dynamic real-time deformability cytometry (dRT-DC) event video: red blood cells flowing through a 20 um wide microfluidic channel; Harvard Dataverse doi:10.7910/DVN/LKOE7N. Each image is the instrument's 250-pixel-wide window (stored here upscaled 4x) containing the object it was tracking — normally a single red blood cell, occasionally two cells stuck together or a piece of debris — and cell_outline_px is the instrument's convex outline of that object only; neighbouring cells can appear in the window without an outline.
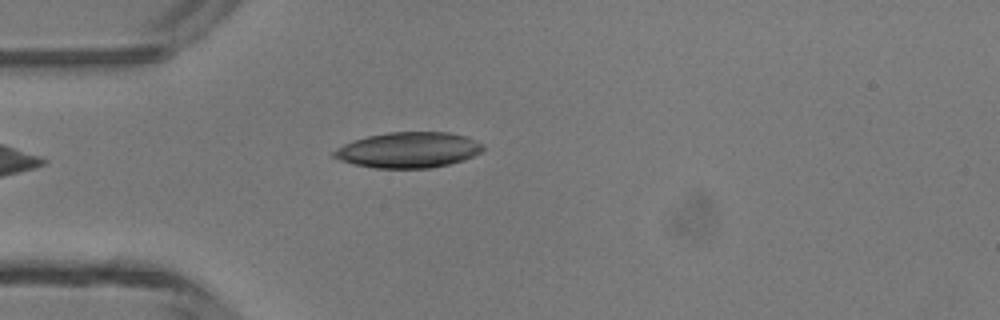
{"species": "common noctule bat (a hibernating species)", "species_latin": "Nyctalus noctula", "temperature_condition": "room temperature", "stored_images_in_passage": 2, "camera_frame_rate_fps": 3000, "um_per_image_px": 0.085, "animal": {"sex": "male", "body_mass_g": 13.3}, "frame": {"image": 1, "passage_image": 2, "time_ms": 1.0, "image_size_px": [1000, 320], "cell_outline_px": [[484, 148], [480, 152], [464, 160], [432, 168], [372, 168], [352, 164], [340, 160], [332, 156], [332, 152], [344, 144], [352, 140], [368, 136], [388, 132], [448, 132], [464, 136], [484, 144]], "centroid_in_image_um": [34.69, 12.75], "position_along_channel_um": 50.3, "area_um2": 30.98}}